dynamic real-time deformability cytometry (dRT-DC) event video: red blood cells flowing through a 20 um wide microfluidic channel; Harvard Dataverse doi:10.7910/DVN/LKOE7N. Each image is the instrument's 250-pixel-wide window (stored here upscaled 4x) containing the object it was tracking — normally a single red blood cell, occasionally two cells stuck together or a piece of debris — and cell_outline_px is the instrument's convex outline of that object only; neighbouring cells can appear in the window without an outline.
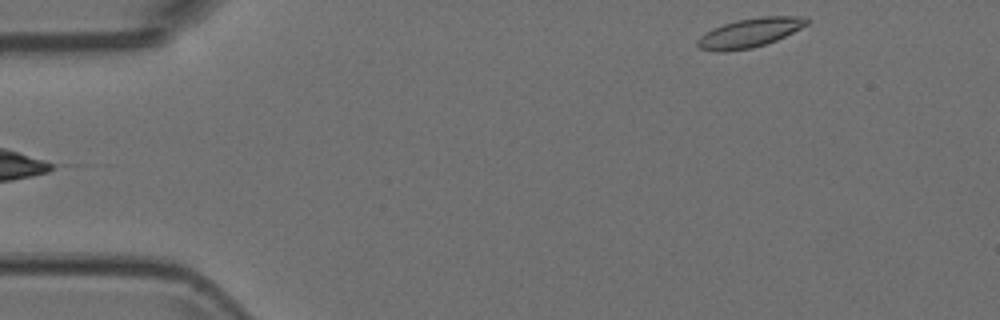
{"species": "Egyptian fruit bat (a non-hibernating species)", "species_latin": "Rousettus aegyptiacus", "temperature_condition": "room temperature", "stored_images_in_passage": 48, "camera_frame_rate_fps": 3000, "um_per_image_px": 0.085, "animal": {"sex": "female"}, "frame": {"image": 1, "passage_image": 1, "time_ms": 0.0, "image_size_px": [1000, 320], "cell_outline_px": [[812, 20], [808, 24], [776, 40], [752, 48], [724, 52], [716, 52], [700, 48], [696, 44], [696, 40], [704, 32], [712, 28], [736, 20], [764, 16], [800, 16]], "centroid_in_image_um": [63.69, 2.79], "position_along_channel_um": 21.3, "area_um2": 18.55}}
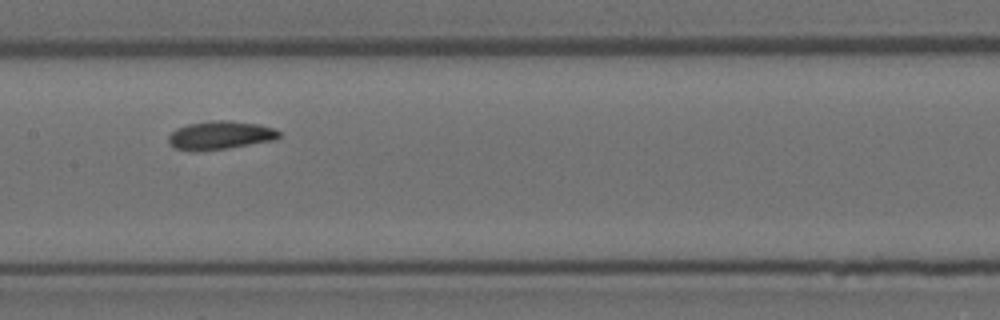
{"frame": {"image": 2, "passage_image": 21, "time_ms": 6.667, "image_size_px": [1000, 320], "cell_outline_px": [[280, 136], [276, 140], [228, 148], [196, 152], [192, 152], [172, 148], [168, 144], [168, 136], [176, 128], [188, 124], [216, 120], [228, 120], [260, 124], [272, 128], [280, 132]], "centroid_in_image_um": [18.68, 11.51], "position_along_channel_um": 188.7, "area_um2": 18.61}}
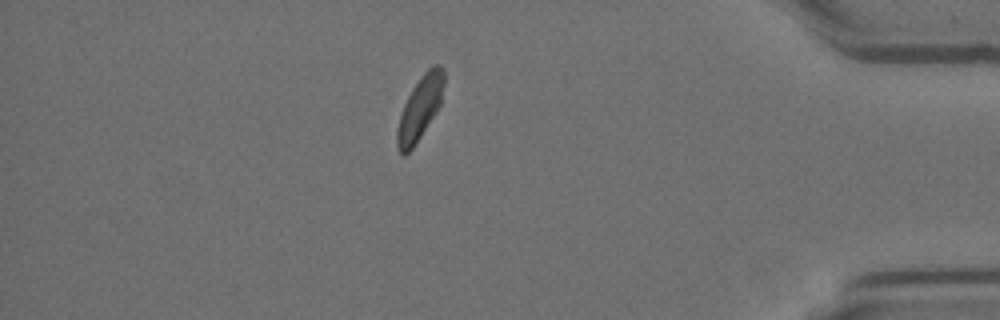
{"frame": {"image": 3, "passage_image": 41, "time_ms": 13.333, "image_size_px": [1000, 320], "cell_outline_px": [[444, 84], [440, 104], [436, 112], [412, 148], [404, 156], [396, 148], [396, 132], [400, 116], [404, 104], [412, 88], [420, 76], [432, 64], [440, 64], [444, 68]], "centroid_in_image_um": [35.69, 9.15], "position_along_channel_um": 399.5, "area_um2": 17.22}}